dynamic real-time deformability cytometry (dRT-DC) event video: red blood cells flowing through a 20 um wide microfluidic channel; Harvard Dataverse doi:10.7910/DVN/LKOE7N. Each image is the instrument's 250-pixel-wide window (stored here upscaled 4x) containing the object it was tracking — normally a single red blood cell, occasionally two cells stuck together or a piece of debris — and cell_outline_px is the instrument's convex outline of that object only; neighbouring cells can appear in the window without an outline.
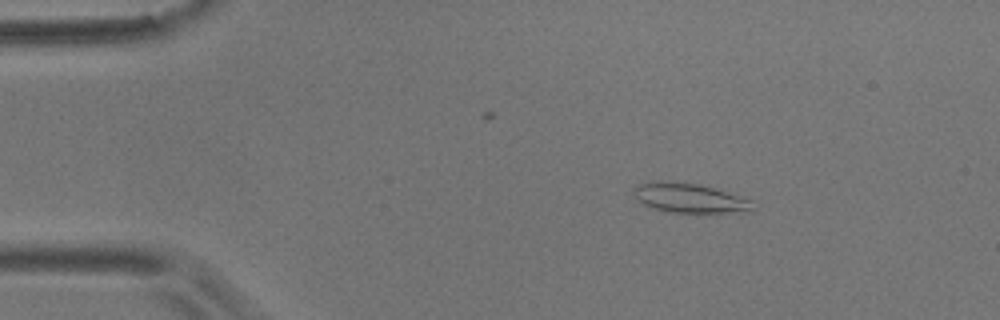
{"species": "common noctule bat (a hibernating species)", "species_latin": "Nyctalus noctula", "temperature_condition": "room temperature", "stored_images_in_passage": 5, "camera_frame_rate_fps": 3000, "um_per_image_px": 0.085, "animal": {"sex": "male", "body_mass_g": 17.9}, "frame": {"image": 1, "passage_image": 1, "time_ms": 0.0, "image_size_px": [1000, 320], "cell_outline_px": [[756, 208], [752, 212], [668, 212], [644, 204], [632, 192], [640, 184], [656, 180], [664, 180], [700, 184], [752, 200]], "centroid_in_image_um": [58.67, 16.83], "position_along_channel_um": 26.3, "area_um2": 20.29}}
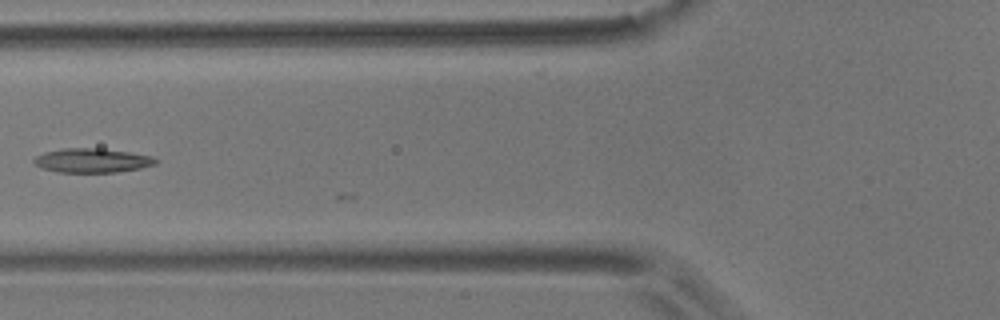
{"frame": {"image": 2, "passage_image": 5, "time_ms": 1.333, "image_size_px": [1000, 320], "cell_outline_px": [[160, 160], [156, 164], [140, 168], [116, 172], [56, 172], [40, 168], [32, 160], [36, 156], [44, 152], [64, 148], [100, 148], [128, 152], [152, 156]], "centroid_in_image_um": [7.82, 13.64], "position_along_channel_um": 118.0, "area_um2": 17.22}}